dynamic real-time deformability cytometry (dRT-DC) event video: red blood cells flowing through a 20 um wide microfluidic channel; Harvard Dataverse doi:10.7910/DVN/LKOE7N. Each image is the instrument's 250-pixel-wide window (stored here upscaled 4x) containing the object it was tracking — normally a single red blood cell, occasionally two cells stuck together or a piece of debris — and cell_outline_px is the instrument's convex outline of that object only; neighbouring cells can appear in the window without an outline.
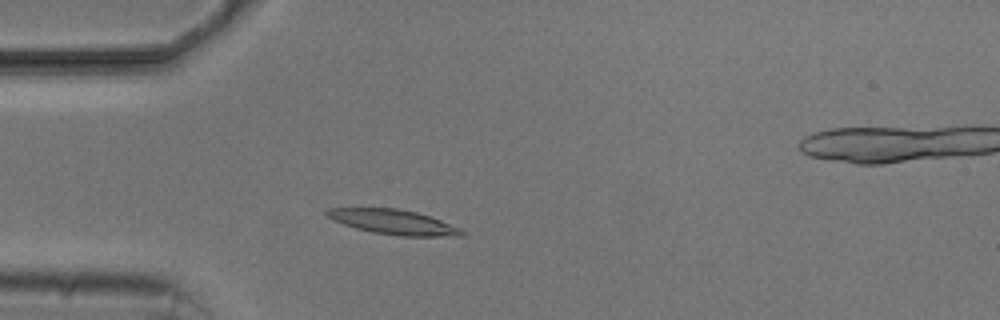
{"species": "common noctule bat (a hibernating species)", "species_latin": "Nyctalus noctula", "temperature_condition": "cold", "stored_images_in_passage": 2, "camera_frame_rate_fps": 3000, "um_per_image_px": 0.085, "animal": {"sex": "male", "body_mass_g": 20.5, "forearm_length_mm": 52.5}, "frame": {"image": 1, "passage_image": 1, "time_ms": 0.0, "image_size_px": [1000, 320], "cell_outline_px": [[468, 232], [464, 236], [400, 236], [372, 232], [356, 228], [332, 220], [324, 216], [324, 212], [328, 208], [396, 208], [416, 212], [440, 220], [460, 228]], "centroid_in_image_um": [33.43, 18.87], "position_along_channel_um": 51.6, "area_um2": 19.54}}